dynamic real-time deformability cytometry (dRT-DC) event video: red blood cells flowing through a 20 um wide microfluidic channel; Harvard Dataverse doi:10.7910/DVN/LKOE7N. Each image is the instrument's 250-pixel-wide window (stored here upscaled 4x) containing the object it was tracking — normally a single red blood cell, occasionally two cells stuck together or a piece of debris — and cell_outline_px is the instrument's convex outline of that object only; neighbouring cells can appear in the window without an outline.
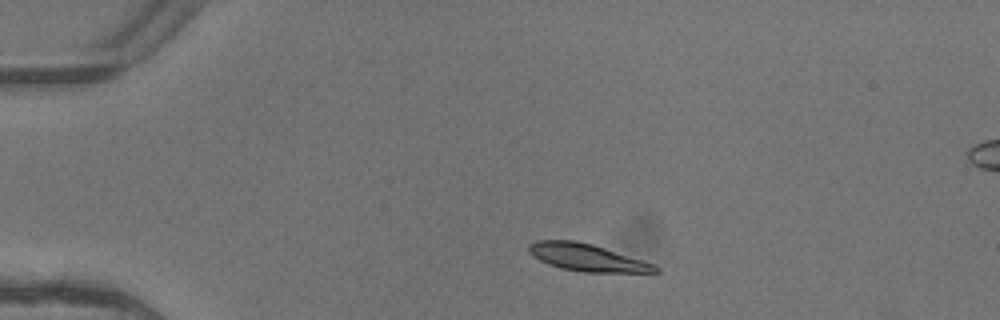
{"species": "common noctule bat (a hibernating species)", "species_latin": "Nyctalus noctula", "temperature_condition": "warm", "stored_images_in_passage": 2, "camera_frame_rate_fps": 3000, "um_per_image_px": 0.085, "animal": {"sex": "female"}, "frame": {"image": 1, "passage_image": 1, "time_ms": 0.0, "image_size_px": [1000, 320], "cell_outline_px": [[660, 272], [584, 272], [560, 268], [548, 264], [532, 256], [528, 252], [528, 244], [536, 240], [576, 240], [592, 244], [652, 264], [660, 268]], "centroid_in_image_um": [49.81, 21.88], "position_along_channel_um": 35.2, "area_um2": 19.83}}